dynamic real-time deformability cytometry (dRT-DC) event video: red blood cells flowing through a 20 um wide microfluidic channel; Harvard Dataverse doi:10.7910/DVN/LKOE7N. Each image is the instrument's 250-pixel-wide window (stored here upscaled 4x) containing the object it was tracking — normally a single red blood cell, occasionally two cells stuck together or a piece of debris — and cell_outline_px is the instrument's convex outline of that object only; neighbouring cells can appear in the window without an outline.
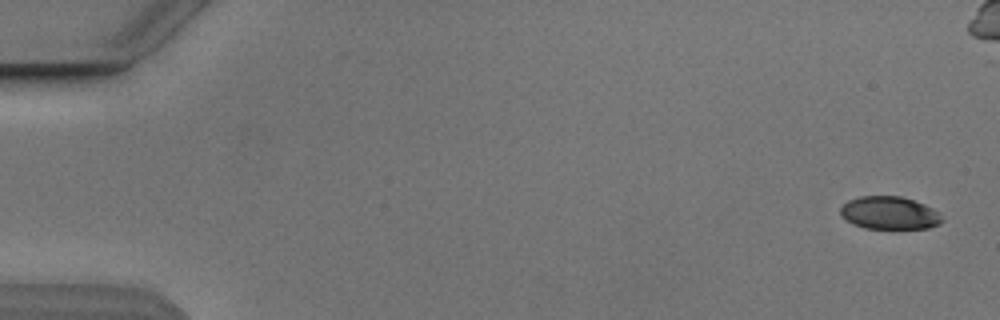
{"species": "Egyptian fruit bat (a non-hibernating species)", "species_latin": "Rousettus aegyptiacus", "temperature_condition": "cold", "stored_images_in_passage": 6, "camera_frame_rate_fps": 3000, "um_per_image_px": 0.085, "animal": {"sex": "male"}, "frame": {"image": 1, "passage_image": 1, "time_ms": 0.0, "image_size_px": [1000, 320], "cell_outline_px": [[944, 220], [940, 224], [928, 228], [864, 228], [852, 224], [844, 220], [840, 216], [840, 208], [848, 200], [860, 196], [900, 196], [924, 204], [932, 208]], "centroid_in_image_um": [75.55, 18.1], "position_along_channel_um": 9.4, "area_um2": 19.42}}
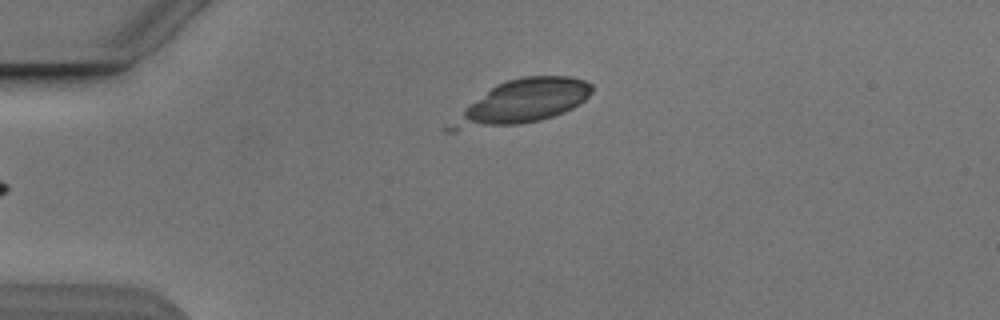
{"frame": {"image": 2, "passage_image": 6, "time_ms": 6.0, "image_size_px": [1000, 320], "cell_outline_px": [[592, 92], [580, 104], [564, 112], [540, 120], [520, 124], [488, 124], [464, 120], [464, 108], [468, 104], [496, 84], [508, 80], [524, 76], [568, 76], [584, 80], [592, 84]], "centroid_in_image_um": [44.83, 8.48], "position_along_channel_um": 40.2, "area_um2": 32.43}}